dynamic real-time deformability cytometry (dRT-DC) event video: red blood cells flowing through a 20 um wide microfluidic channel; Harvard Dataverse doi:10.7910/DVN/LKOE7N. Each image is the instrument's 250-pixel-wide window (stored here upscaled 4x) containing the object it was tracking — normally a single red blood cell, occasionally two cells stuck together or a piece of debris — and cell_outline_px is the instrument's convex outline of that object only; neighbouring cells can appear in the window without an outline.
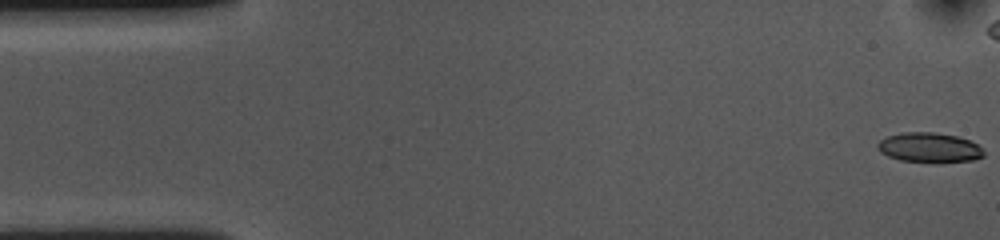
{"species": "common noctule bat (a hibernating species)", "species_latin": "Nyctalus noctula", "temperature_condition": "cold", "stored_images_in_passage": 45, "camera_frame_rate_fps": 3000, "um_per_image_px": 0.085, "animal": {"sex": "female", "body_mass_g": 10.0, "forearm_length_mm": 53.1}, "frame": {"image": 1, "passage_image": 1, "time_ms": 0.0, "image_size_px": [1000, 240], "cell_outline_px": [[984, 156], [972, 160], [900, 160], [888, 156], [880, 152], [876, 148], [876, 144], [880, 140], [888, 136], [904, 132], [936, 132], [956, 136], [968, 140], [976, 144], [984, 152]], "centroid_in_image_um": [78.93, 12.5], "position_along_channel_um": 6.1, "area_um2": 17.69}}
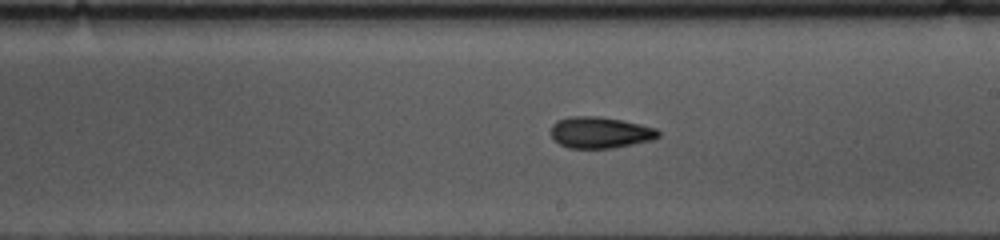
{"frame": {"image": 2, "passage_image": 30, "time_ms": 9.667, "image_size_px": [1000, 240], "cell_outline_px": [[660, 136], [652, 140], [612, 148], [568, 148], [560, 144], [552, 136], [552, 124], [556, 120], [568, 116], [600, 116], [640, 124], [656, 128], [660, 132]], "centroid_in_image_um": [51.01, 11.25], "position_along_channel_um": 238.0, "area_um2": 19.59}}
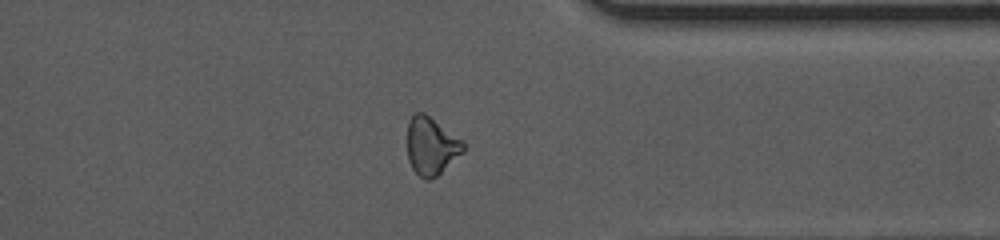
{"frame": {"image": 3, "passage_image": 42, "time_ms": 13.667, "image_size_px": [1000, 240], "cell_outline_px": [[464, 152], [436, 176], [428, 180], [424, 180], [412, 168], [408, 160], [408, 120], [416, 112], [424, 112], [464, 140]], "centroid_in_image_um": [36.67, 12.39], "position_along_channel_um": 374.7, "area_um2": 18.9}, "authors_computed_cell_mechanics": {"area_um2": 19.363, "velocity_mm_per_s": 3.6186, "shape_relaxation_time_tau1_ms": 7.1992, "shape_relaxation_time_tau2_ms": 5.1448, "deformation_change_tau1": 0.1421, "deformation_change_tau2": 0.13}}